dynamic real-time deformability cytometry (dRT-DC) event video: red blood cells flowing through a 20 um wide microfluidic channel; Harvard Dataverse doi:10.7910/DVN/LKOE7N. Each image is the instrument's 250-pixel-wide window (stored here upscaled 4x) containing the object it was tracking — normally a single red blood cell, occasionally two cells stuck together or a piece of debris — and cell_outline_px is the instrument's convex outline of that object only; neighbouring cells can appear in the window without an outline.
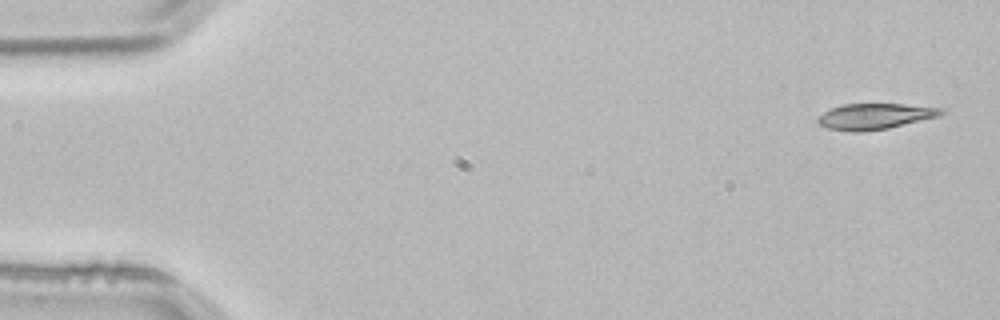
{"species": "common noctule bat (a hibernating species)", "species_latin": "Nyctalus noctula", "temperature_condition": "room temperature", "stored_images_in_passage": 4, "segment_of_instrument_passage": [2, 2], "camera_frame_rate_fps": 3000, "um_per_image_px": 0.085, "animal": {"sex": "male", "body_mass_g": 21.5, "forearm_length_mm": 52.0}, "frame": {"image": 1, "passage_image": 4, "time_ms": 1.0, "image_size_px": [1000, 320], "cell_outline_px": [[944, 112], [940, 116], [888, 128], [864, 132], [852, 132], [828, 128], [820, 124], [816, 120], [816, 116], [832, 108], [844, 104], [904, 104], [944, 108]], "centroid_in_image_um": [74.36, 9.89], "position_along_channel_um": 10.6, "area_um2": 18.61}}